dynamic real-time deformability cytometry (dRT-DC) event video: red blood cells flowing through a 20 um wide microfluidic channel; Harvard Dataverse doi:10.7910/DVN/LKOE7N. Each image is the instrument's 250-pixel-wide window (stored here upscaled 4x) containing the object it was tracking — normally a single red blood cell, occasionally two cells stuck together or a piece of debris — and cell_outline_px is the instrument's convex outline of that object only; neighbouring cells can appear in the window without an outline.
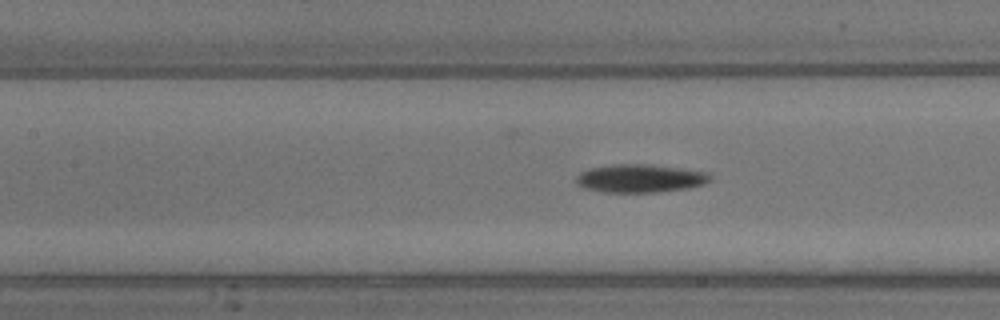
{"species": "common noctule bat (a hibernating species)", "species_latin": "Nyctalus noctula", "temperature_condition": "warm", "stored_images_in_passage": 8, "camera_frame_rate_fps": 3000, "um_per_image_px": 0.085, "animal": {"sex": "male", "body_mass_g": 13.3}, "frame": {"image": 1, "passage_image": 8, "time_ms": 2.333, "image_size_px": [1000, 320], "cell_outline_px": [[700, 180], [688, 184], [652, 188], [612, 188], [592, 184], [584, 180], [592, 172], [624, 168], [636, 168], [676, 172], [696, 176]], "centroid_in_image_um": [54.31, 15.17], "position_along_channel_um": 153.1, "area_um2": 12.43}}